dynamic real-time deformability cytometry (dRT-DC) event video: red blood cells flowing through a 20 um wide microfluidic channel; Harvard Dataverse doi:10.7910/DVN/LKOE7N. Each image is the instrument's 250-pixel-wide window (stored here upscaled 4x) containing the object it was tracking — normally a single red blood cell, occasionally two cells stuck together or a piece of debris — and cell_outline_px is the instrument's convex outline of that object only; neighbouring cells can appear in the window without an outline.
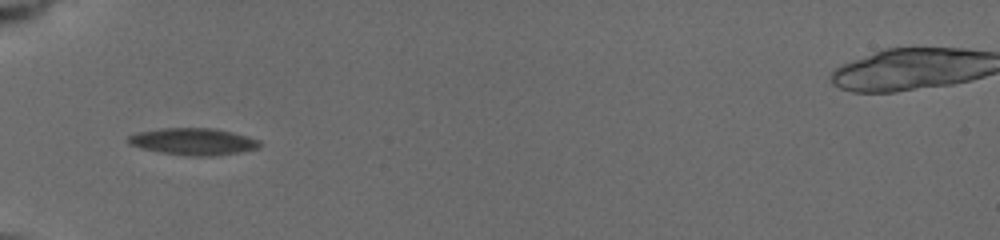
{"species": "common noctule bat (a hibernating species)", "species_latin": "Nyctalus noctula", "temperature_condition": "cold", "stored_images_in_passage": 31, "camera_frame_rate_fps": 3000, "um_per_image_px": 0.085, "animal": {"sex": "female", "body_mass_g": 19.5, "forearm_length_mm": 54.1}, "frame": {"image": 1, "passage_image": 1, "time_ms": 0.0, "image_size_px": [1000, 240], "cell_outline_px": [[260, 148], [240, 152], [212, 156], [192, 156], [160, 152], [140, 148], [128, 144], [128, 136], [136, 132], [160, 128], [216, 128], [248, 136], [260, 140]], "centroid_in_image_um": [16.43, 12.02], "position_along_channel_um": 68.6, "area_um2": 20.75}}
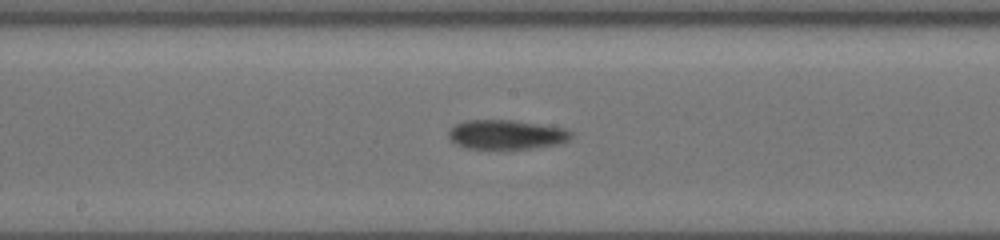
{"frame": {"image": 2, "passage_image": 16, "time_ms": 3.667, "image_size_px": [1000, 240], "cell_outline_px": [[572, 136], [568, 140], [560, 144], [532, 148], [500, 152], [464, 148], [456, 144], [448, 136], [448, 128], [456, 124], [468, 120], [512, 120], [564, 128], [572, 132]], "centroid_in_image_um": [43.0, 11.49], "position_along_channel_um": 205.2, "area_um2": 21.85}}
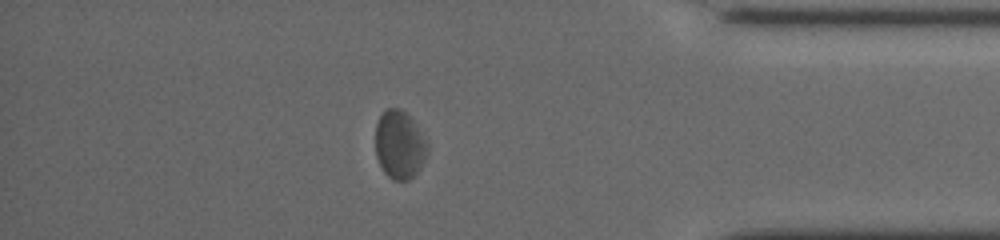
{"frame": {"image": 3, "passage_image": 27, "time_ms": 9.333, "image_size_px": [1000, 240], "cell_outline_px": [[428, 152], [420, 168], [408, 180], [392, 180], [384, 172], [376, 156], [376, 124], [384, 108], [400, 108], [416, 124], [428, 144]], "centroid_in_image_um": [33.95, 12.3], "position_along_channel_um": 401.2, "area_um2": 20.58}, "authors_computed_cell_mechanics": {"area_um2": 20.6346, "velocity_mm_per_s": 3.858, "shape_relaxation_time_tau1_ms": 1.9491, "shape_relaxation_time_tau2_ms": 1.9698, "deformation_change_tau1": 0.0665, "deformation_change_tau2": 0.0554}}